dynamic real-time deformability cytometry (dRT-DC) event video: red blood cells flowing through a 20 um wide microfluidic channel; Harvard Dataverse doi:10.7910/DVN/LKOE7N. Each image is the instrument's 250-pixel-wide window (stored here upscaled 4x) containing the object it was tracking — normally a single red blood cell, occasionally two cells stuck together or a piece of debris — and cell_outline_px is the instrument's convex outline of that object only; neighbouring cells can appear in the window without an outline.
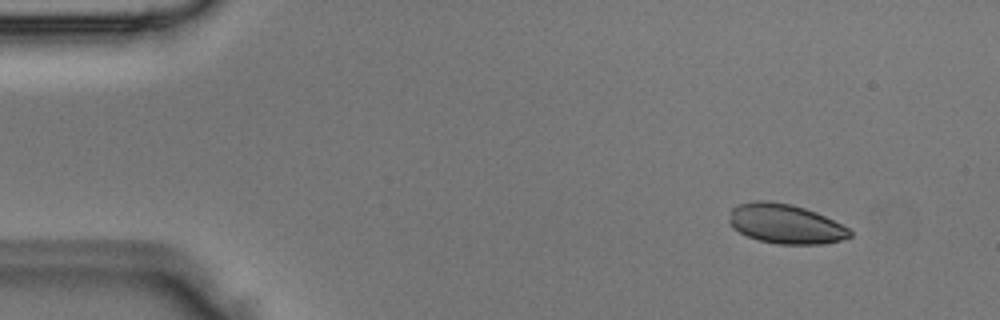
{"species": "Egyptian fruit bat (a non-hibernating species)", "species_latin": "Rousettus aegyptiacus", "temperature_condition": "room temperature", "stored_images_in_passage": 6, "camera_frame_rate_fps": 3000, "um_per_image_px": 0.085, "animal": {"sex": "male"}, "frame": {"image": 1, "passage_image": 1, "time_ms": 0.0, "image_size_px": [1000, 320], "cell_outline_px": [[852, 236], [840, 240], [824, 244], [776, 244], [760, 240], [748, 236], [732, 228], [728, 220], [732, 208], [740, 204], [756, 200], [768, 200], [792, 204], [816, 212], [848, 228], [852, 232]], "centroid_in_image_um": [66.74, 19.02], "position_along_channel_um": 18.3, "area_um2": 27.74}}
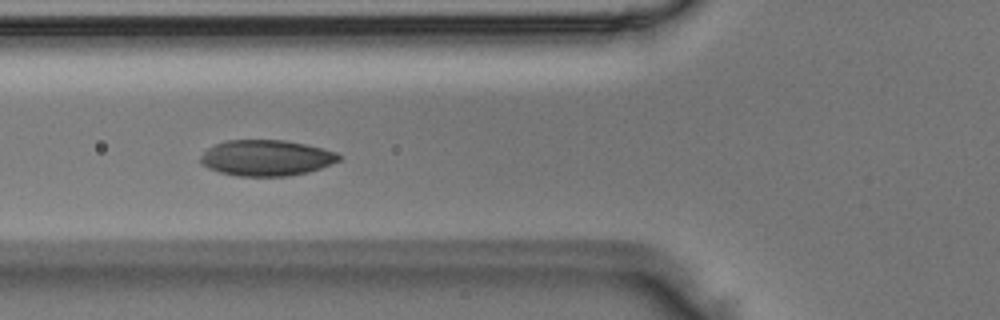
{"frame": {"image": 2, "passage_image": 4, "time_ms": 1.0, "image_size_px": [1000, 320], "cell_outline_px": [[340, 160], [320, 168], [308, 172], [288, 176], [236, 176], [220, 172], [208, 168], [200, 164], [200, 156], [208, 148], [224, 140], [284, 140], [304, 144], [336, 152], [340, 156]], "centroid_in_image_um": [22.59, 13.42], "position_along_channel_um": 103.2, "area_um2": 28.84}}
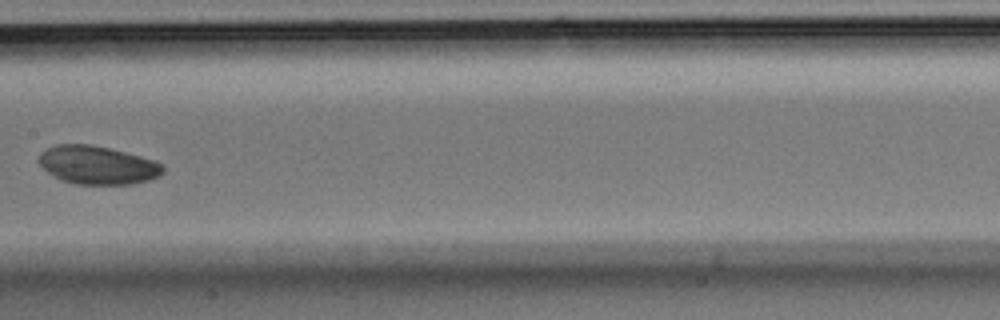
{"frame": {"image": 3, "passage_image": 6, "time_ms": 1.667, "image_size_px": [1000, 320], "cell_outline_px": [[164, 172], [160, 176], [148, 180], [132, 184], [76, 184], [60, 180], [48, 172], [36, 160], [40, 152], [44, 148], [56, 144], [88, 144], [108, 148], [156, 160], [164, 168]], "centroid_in_image_um": [8.25, 14.03], "position_along_channel_um": 199.1, "area_um2": 27.86}}